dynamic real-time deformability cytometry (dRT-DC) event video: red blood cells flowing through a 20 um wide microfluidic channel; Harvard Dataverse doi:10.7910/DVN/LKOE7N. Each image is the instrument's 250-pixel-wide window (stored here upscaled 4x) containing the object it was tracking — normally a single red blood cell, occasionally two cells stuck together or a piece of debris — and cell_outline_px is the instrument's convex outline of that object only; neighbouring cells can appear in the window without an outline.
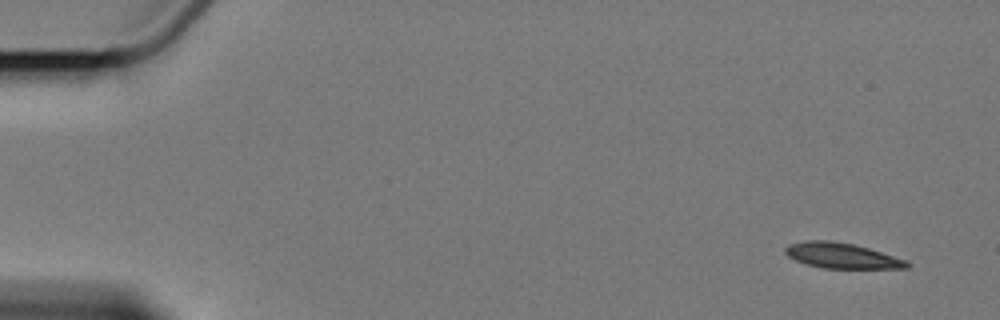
{"species": "Egyptian fruit bat (a non-hibernating species)", "species_latin": "Rousettus aegyptiacus", "temperature_condition": "cold", "stored_images_in_passage": 4, "camera_frame_rate_fps": 3000, "um_per_image_px": 0.085, "animal": {"sex": "female"}, "frame": {"image": 1, "passage_image": 1, "time_ms": 0.0, "image_size_px": [1000, 320], "cell_outline_px": [[908, 268], [824, 268], [808, 264], [796, 260], [788, 256], [784, 252], [784, 248], [788, 244], [804, 240], [832, 240], [852, 244], [868, 248], [904, 260], [908, 264]], "centroid_in_image_um": [71.46, 21.71], "position_along_channel_um": 13.5, "area_um2": 17.69}}
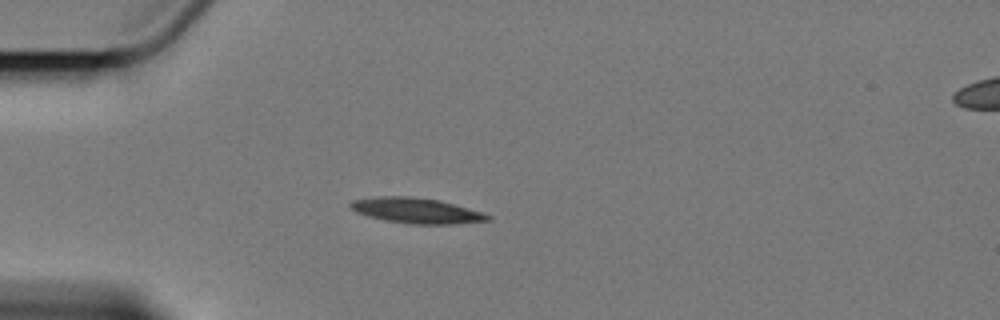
{"frame": {"image": 2, "passage_image": 4, "time_ms": 4.333, "image_size_px": [1000, 320], "cell_outline_px": [[492, 220], [452, 224], [408, 224], [384, 220], [368, 216], [356, 212], [348, 204], [352, 200], [376, 196], [408, 196], [440, 200], [480, 212], [492, 216]], "centroid_in_image_um": [35.36, 17.9], "position_along_channel_um": 49.6, "area_um2": 20.29}}